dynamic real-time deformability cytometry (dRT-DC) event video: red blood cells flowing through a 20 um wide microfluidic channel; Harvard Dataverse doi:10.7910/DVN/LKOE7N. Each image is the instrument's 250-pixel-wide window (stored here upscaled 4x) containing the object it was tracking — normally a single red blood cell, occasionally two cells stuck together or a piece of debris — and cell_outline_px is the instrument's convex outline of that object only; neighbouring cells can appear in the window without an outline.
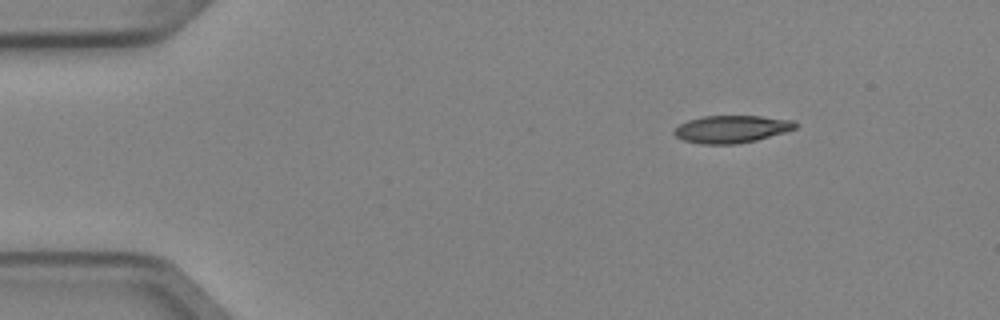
{"species": "Egyptian fruit bat (a non-hibernating species)", "species_latin": "Rousettus aegyptiacus", "temperature_condition": "cold", "stored_images_in_passage": 3, "camera_frame_rate_fps": 3000, "um_per_image_px": 0.085, "animal": {"sex": "female"}, "frame": {"image": 1, "passage_image": 1, "time_ms": 0.0, "image_size_px": [1000, 320], "cell_outline_px": [[796, 128], [784, 132], [756, 140], [736, 144], [700, 144], [684, 140], [676, 136], [672, 132], [680, 124], [688, 120], [704, 116], [760, 116], [796, 120]], "centroid_in_image_um": [62.18, 10.97], "position_along_channel_um": 22.8, "area_um2": 19.31}}